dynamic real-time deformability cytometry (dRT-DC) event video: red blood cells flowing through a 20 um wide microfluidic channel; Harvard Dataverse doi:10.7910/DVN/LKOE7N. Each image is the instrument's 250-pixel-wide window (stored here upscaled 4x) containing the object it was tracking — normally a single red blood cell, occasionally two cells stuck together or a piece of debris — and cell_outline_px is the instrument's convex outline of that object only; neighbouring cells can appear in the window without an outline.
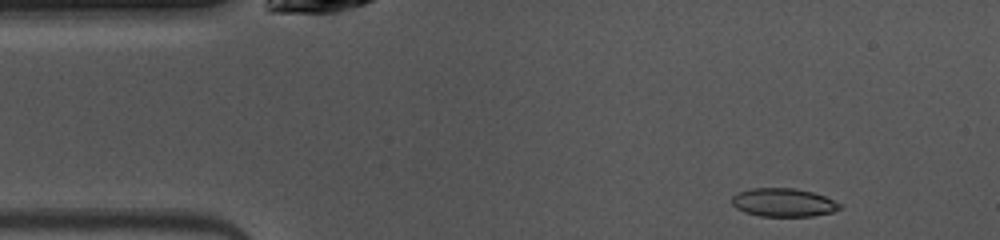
{"species": "common noctule bat (a hibernating species)", "species_latin": "Nyctalus noctula", "temperature_condition": "warm", "stored_images_in_passage": 44, "camera_frame_rate_fps": 3000, "um_per_image_px": 0.085, "animal": {"sex": "female", "body_mass_g": 10.0, "forearm_length_mm": 53.1}, "frame": {"image": 1, "passage_image": 1, "time_ms": 0.0, "image_size_px": [1000, 240], "cell_outline_px": [[844, 208], [832, 212], [812, 216], [760, 216], [744, 212], [736, 208], [732, 204], [732, 196], [736, 192], [752, 188], [796, 188], [812, 192], [824, 196], [840, 204]], "centroid_in_image_um": [66.57, 17.21], "position_along_channel_um": 18.4, "area_um2": 17.92}}
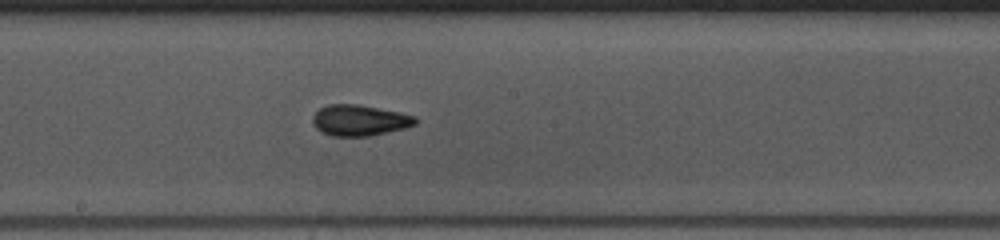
{"frame": {"image": 2, "passage_image": 20, "time_ms": 6.333, "image_size_px": [1000, 240], "cell_outline_px": [[420, 120], [416, 124], [404, 128], [388, 132], [368, 136], [332, 136], [320, 132], [312, 124], [312, 116], [320, 108], [328, 104], [356, 104], [400, 112], [416, 116]], "centroid_in_image_um": [30.56, 10.23], "position_along_channel_um": 217.6, "area_um2": 18.67}}
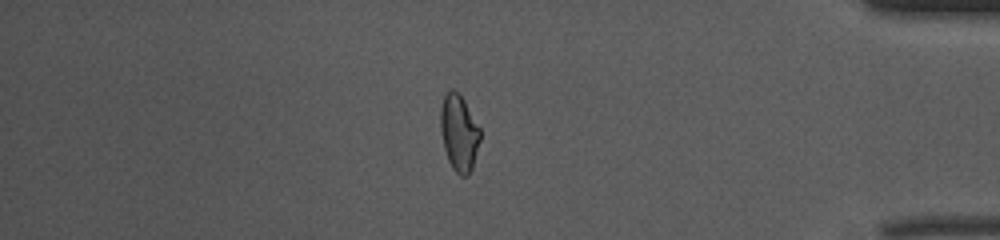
{"frame": {"image": 3, "passage_image": 36, "time_ms": 11.667, "image_size_px": [1000, 240], "cell_outline_px": [[480, 140], [472, 168], [468, 176], [460, 176], [452, 168], [448, 160], [444, 148], [440, 132], [440, 108], [444, 96], [448, 88], [452, 88], [460, 92], [480, 128]], "centroid_in_image_um": [39.0, 11.25], "position_along_channel_um": 396.2, "area_um2": 17.98}, "authors_computed_cell_mechanics": {"area_um2": 18.2359, "velocity_mm_per_s": 4.0705, "shape_relaxation_time_tau1_ms": 4.6056, "shape_relaxation_time_tau2_ms": 2.3644, "deformation_change_tau1": 0.1183, "deformation_change_tau2": 0.051}}